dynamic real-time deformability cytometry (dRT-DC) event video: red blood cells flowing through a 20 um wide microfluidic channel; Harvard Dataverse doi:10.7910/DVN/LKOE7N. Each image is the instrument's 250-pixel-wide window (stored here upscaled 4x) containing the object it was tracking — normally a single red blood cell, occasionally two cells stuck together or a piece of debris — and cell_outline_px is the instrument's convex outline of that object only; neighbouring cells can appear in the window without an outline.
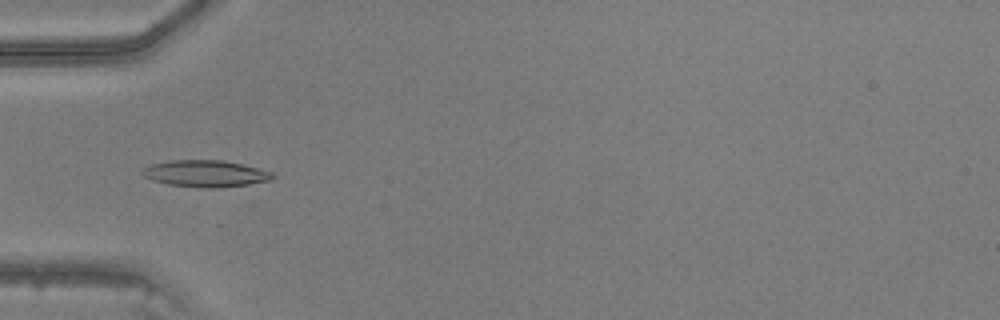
{"species": "common noctule bat (a hibernating species)", "species_latin": "Nyctalus noctula", "temperature_condition": "warm", "stored_images_in_passage": 38, "camera_frame_rate_fps": 3000, "um_per_image_px": 0.085, "animal": {"sex": "male", "body_mass_g": 20.5, "forearm_length_mm": 52.5}, "frame": {"image": 1, "passage_image": 7, "time_ms": 2.0, "image_size_px": [1000, 320], "cell_outline_px": [[276, 176], [272, 180], [248, 184], [220, 188], [200, 188], [168, 184], [152, 180], [144, 176], [140, 172], [144, 168], [152, 164], [172, 160], [224, 160], [260, 168], [272, 172]], "centroid_in_image_um": [17.5, 14.76], "position_along_channel_um": 67.5, "area_um2": 20.4}}
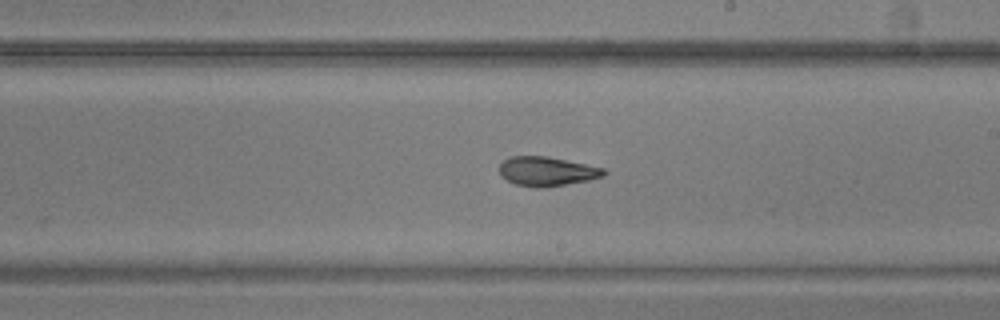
{"frame": {"image": 2, "passage_image": 19, "time_ms": 6.0, "image_size_px": [1000, 320], "cell_outline_px": [[608, 172], [604, 176], [588, 180], [544, 188], [536, 188], [516, 184], [500, 176], [500, 164], [504, 160], [512, 156], [544, 156], [604, 168]], "centroid_in_image_um": [46.48, 14.57], "position_along_channel_um": 242.5, "area_um2": 17.63}}
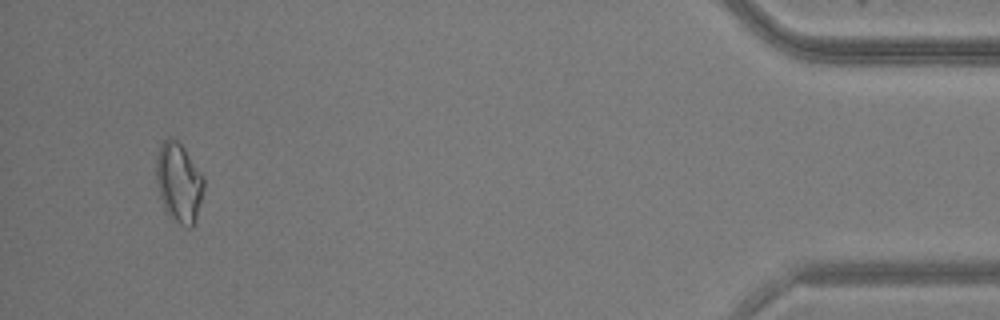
{"frame": {"image": 3, "passage_image": 36, "time_ms": 11.667, "image_size_px": [1000, 320], "cell_outline_px": [[204, 188], [196, 220], [192, 228], [188, 228], [180, 224], [168, 216], [164, 208], [156, 184], [156, 156], [160, 144], [168, 136], [176, 140], [184, 148], [204, 176]], "centroid_in_image_um": [15.2, 15.52], "position_along_channel_um": 420.0, "area_um2": 22.31}}